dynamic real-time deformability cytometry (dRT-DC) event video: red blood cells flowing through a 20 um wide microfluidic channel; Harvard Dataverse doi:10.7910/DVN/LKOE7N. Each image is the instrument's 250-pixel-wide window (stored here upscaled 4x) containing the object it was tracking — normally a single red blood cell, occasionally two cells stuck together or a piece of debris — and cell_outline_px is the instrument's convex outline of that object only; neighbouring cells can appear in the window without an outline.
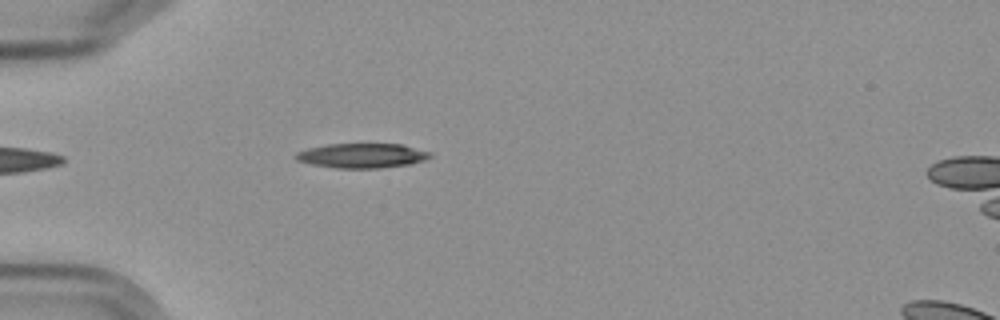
{"species": "Egyptian fruit bat (a non-hibernating species)", "species_latin": "Rousettus aegyptiacus", "temperature_condition": "cold", "stored_images_in_passage": 1, "camera_frame_rate_fps": 3000, "um_per_image_px": 0.085, "frame": {"image": 1, "passage_image": 1, "time_ms": 0.0, "image_size_px": [1000, 320], "cell_outline_px": [[432, 156], [424, 160], [412, 164], [380, 168], [336, 168], [312, 164], [296, 160], [296, 152], [308, 148], [328, 144], [400, 144], [432, 152]], "centroid_in_image_um": [30.8, 13.23], "position_along_channel_um": 54.2, "area_um2": 19.25}}